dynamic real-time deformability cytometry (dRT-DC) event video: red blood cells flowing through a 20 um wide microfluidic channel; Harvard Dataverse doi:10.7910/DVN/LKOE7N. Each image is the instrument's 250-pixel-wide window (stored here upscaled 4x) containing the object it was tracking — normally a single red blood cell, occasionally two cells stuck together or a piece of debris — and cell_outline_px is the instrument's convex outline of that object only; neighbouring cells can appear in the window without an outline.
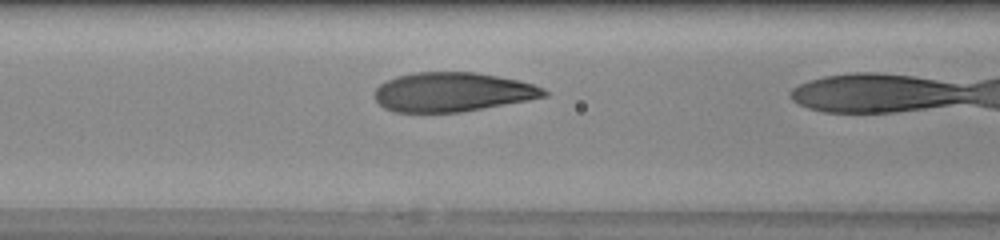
{"species": "human", "species_latin": "Homo sapiens", "temperature_condition": "warm", "stored_images_in_passage": 10, "camera_frame_rate_fps": 3000, "um_per_image_px": 0.085, "donor": {"sex": "female"}, "frame": {"image": 1, "passage_image": 9, "time_ms": 2.667, "image_size_px": [1000, 240], "cell_outline_px": [[548, 96], [528, 100], [460, 112], [392, 112], [384, 108], [376, 100], [376, 88], [380, 84], [396, 76], [416, 72], [476, 72], [520, 80], [544, 88], [548, 92]], "centroid_in_image_um": [38.47, 7.82], "position_along_channel_um": 128.1, "area_um2": 38.67}}